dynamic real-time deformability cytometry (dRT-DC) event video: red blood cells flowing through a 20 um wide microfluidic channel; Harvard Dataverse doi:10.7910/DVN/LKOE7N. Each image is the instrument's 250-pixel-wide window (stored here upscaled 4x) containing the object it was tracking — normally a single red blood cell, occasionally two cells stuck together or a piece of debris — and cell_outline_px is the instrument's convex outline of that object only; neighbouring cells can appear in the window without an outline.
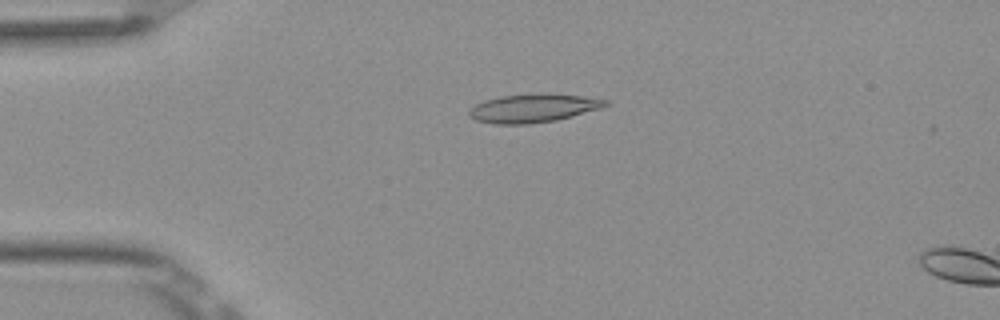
{"species": "Egyptian fruit bat (a non-hibernating species)", "species_latin": "Rousettus aegyptiacus", "temperature_condition": "room temperature", "stored_images_in_passage": 14, "camera_frame_rate_fps": 3000, "um_per_image_px": 0.085, "frame": {"image": 1, "passage_image": 12, "time_ms": 3.667, "image_size_px": [1000, 320], "cell_outline_px": [[608, 104], [600, 108], [572, 116], [556, 120], [528, 124], [496, 124], [476, 120], [468, 116], [468, 112], [476, 104], [484, 100], [500, 96], [544, 92], [580, 96], [608, 100]], "centroid_in_image_um": [45.3, 9.18], "position_along_channel_um": 39.7, "area_um2": 22.6}}